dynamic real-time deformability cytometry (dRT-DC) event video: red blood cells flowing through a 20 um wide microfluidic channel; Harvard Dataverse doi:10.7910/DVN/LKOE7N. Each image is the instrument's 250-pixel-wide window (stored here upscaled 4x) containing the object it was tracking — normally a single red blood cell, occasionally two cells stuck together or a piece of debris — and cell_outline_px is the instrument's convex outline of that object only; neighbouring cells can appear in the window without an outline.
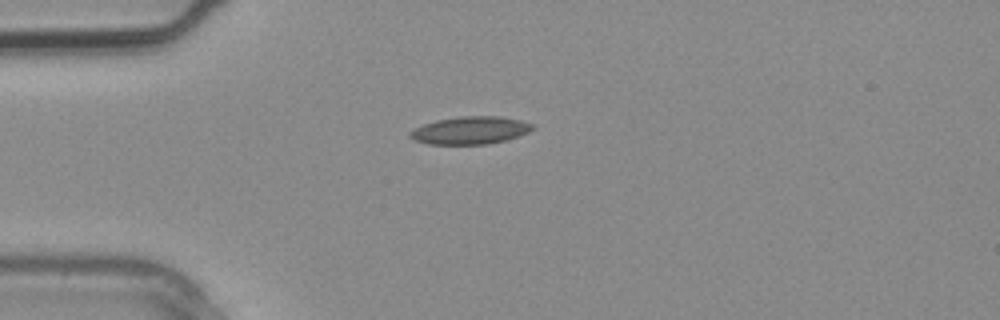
{"species": "common noctule bat (a hibernating species)", "species_latin": "Nyctalus noctula", "temperature_condition": "warm", "stored_images_in_passage": 2, "camera_frame_rate_fps": 3000, "um_per_image_px": 0.085, "animal": {"sex": "male", "body_mass_g": 20.4}, "frame": {"image": 1, "passage_image": 2, "time_ms": 0.333, "image_size_px": [1000, 320], "cell_outline_px": [[536, 128], [520, 136], [508, 140], [488, 144], [428, 144], [412, 140], [408, 136], [408, 132], [424, 124], [436, 120], [460, 116], [500, 116], [520, 120], [532, 124]], "centroid_in_image_um": [39.98, 11.08], "position_along_channel_um": 45.0, "area_um2": 19.94}}